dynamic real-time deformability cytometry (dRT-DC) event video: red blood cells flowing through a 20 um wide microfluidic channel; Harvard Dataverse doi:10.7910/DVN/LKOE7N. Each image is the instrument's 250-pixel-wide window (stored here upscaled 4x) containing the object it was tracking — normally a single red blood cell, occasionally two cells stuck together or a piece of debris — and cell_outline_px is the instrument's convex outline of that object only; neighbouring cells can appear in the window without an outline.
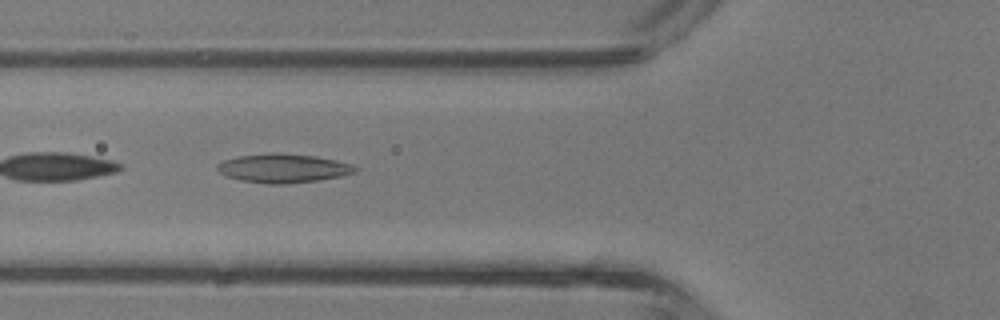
{"species": "common noctule bat (a hibernating species)", "species_latin": "Nyctalus noctula", "temperature_condition": "room temperature", "stored_images_in_passage": 31, "camera_frame_rate_fps": 3000, "um_per_image_px": 0.085, "animal": {"sex": "male", "body_mass_g": 13.3}, "frame": {"image": 1, "passage_image": 4, "time_ms": 1.0, "image_size_px": [1000, 320], "cell_outline_px": [[360, 168], [356, 172], [340, 176], [320, 180], [288, 184], [268, 184], [240, 180], [228, 176], [220, 172], [216, 168], [216, 164], [224, 160], [240, 156], [272, 152], [280, 152], [316, 156], [336, 160], [352, 164]], "centroid_in_image_um": [24.11, 14.29], "position_along_channel_um": 101.7, "area_um2": 23.41}}
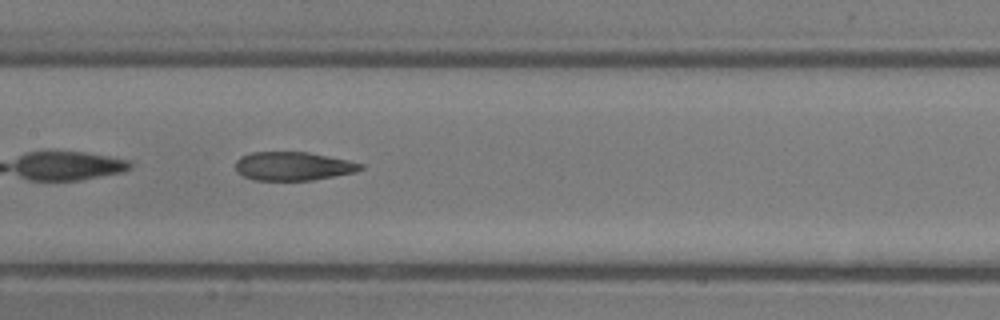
{"frame": {"image": 2, "passage_image": 9, "time_ms": 2.667, "image_size_px": [1000, 320], "cell_outline_px": [[364, 168], [356, 172], [312, 180], [252, 180], [244, 176], [236, 168], [236, 160], [240, 156], [252, 152], [308, 152], [348, 160], [364, 164]], "centroid_in_image_um": [24.94, 14.12], "position_along_channel_um": 182.5, "area_um2": 20.81}}
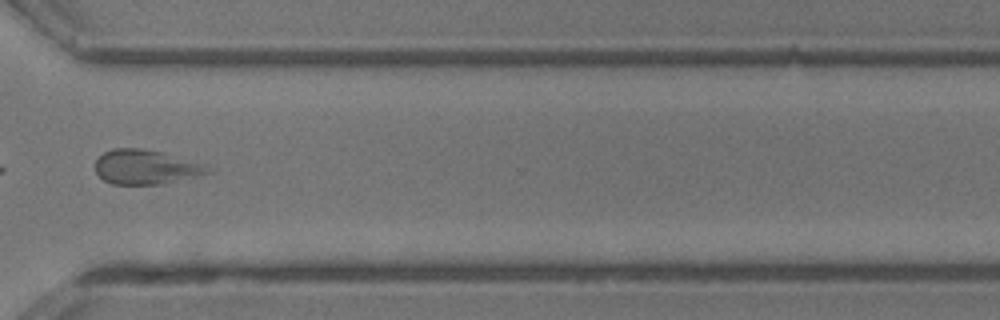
{"frame": {"image": 3, "passage_image": 20, "time_ms": 6.333, "image_size_px": [1000, 320], "cell_outline_px": [[216, 168], [212, 172], [196, 176], [160, 184], [112, 184], [104, 180], [96, 172], [96, 160], [104, 152], [112, 148], [140, 148], [160, 152]], "centroid_in_image_um": [12.38, 14.2], "position_along_channel_um": 358.2, "area_um2": 22.31}, "authors_computed_cell_mechanics": {"area_um2": 22.5998, "velocity_mm_per_s": 4.8052, "shape_relaxation_time_tau1_ms": null, "shape_relaxation_time_tau2_ms": 1.6544, "deformation_change_tau1": null, "deformation_change_tau2": 0.0995}}